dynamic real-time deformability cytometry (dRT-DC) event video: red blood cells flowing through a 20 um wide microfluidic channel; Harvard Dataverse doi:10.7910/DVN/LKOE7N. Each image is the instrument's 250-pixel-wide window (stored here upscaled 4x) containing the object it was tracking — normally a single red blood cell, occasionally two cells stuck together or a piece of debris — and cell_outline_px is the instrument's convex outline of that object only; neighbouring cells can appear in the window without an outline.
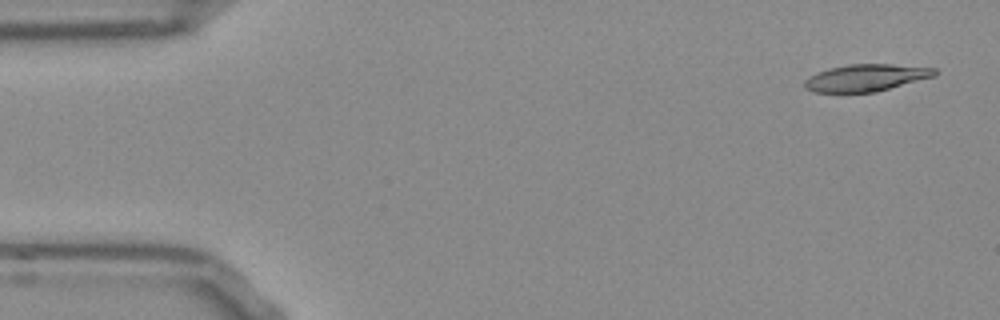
{"species": "Egyptian fruit bat (a non-hibernating species)", "species_latin": "Rousettus aegyptiacus", "temperature_condition": "room temperature", "stored_images_in_passage": 12, "camera_frame_rate_fps": 3000, "um_per_image_px": 0.085, "frame": {"image": 1, "passage_image": 1, "time_ms": 0.0, "image_size_px": [1000, 320], "cell_outline_px": [[936, 76], [876, 92], [812, 92], [804, 88], [804, 80], [816, 72], [828, 68], [848, 64], [892, 64], [936, 68]], "centroid_in_image_um": [73.59, 6.61], "position_along_channel_um": 11.4, "area_um2": 20.63}}